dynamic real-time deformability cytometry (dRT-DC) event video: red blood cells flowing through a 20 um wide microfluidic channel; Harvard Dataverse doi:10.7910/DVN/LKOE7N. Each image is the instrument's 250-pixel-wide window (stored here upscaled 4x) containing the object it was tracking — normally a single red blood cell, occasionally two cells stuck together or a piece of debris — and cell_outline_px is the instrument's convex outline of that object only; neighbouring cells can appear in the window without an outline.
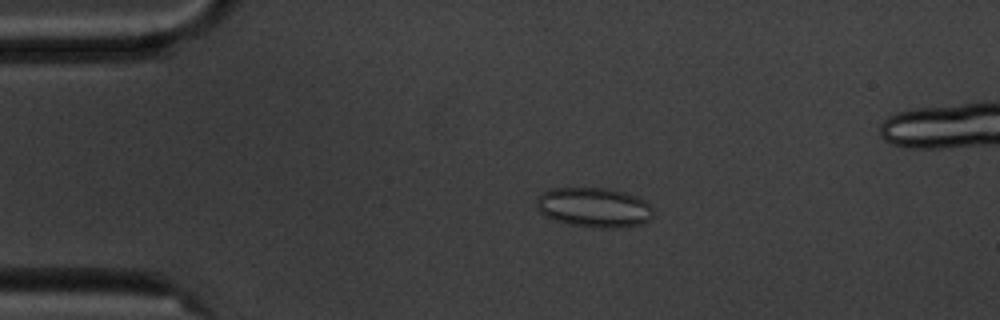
{"species": "common noctule bat (a hibernating species)", "species_latin": "Nyctalus noctula", "temperature_condition": "cold", "stored_images_in_passage": 5, "camera_frame_rate_fps": 3000, "um_per_image_px": 0.085, "animal": {"sex": "male", "body_mass_g": 20.1, "forearm_length_mm": 53.5}, "frame": {"image": 1, "passage_image": 3, "time_ms": 3.0, "image_size_px": [1000, 320], "cell_outline_px": [[652, 216], [644, 224], [616, 228], [592, 228], [568, 224], [556, 220], [540, 212], [536, 204], [536, 200], [548, 188], [608, 188], [624, 192], [636, 196], [644, 200], [652, 208]], "centroid_in_image_um": [50.51, 17.64], "position_along_channel_um": 34.5, "area_um2": 27.05}}